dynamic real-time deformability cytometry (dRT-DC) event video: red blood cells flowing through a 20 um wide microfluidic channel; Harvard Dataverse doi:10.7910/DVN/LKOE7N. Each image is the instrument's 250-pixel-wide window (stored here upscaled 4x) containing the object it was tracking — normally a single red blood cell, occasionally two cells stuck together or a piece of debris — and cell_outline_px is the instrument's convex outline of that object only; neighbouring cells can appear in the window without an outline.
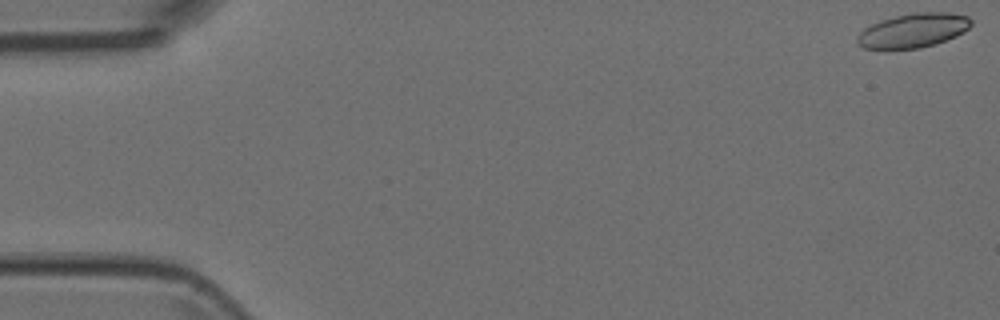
{"species": "Egyptian fruit bat (a non-hibernating species)", "species_latin": "Rousettus aegyptiacus", "temperature_condition": "room temperature", "stored_images_in_passage": 7, "camera_frame_rate_fps": 3000, "um_per_image_px": 0.085, "animal": {"sex": "female"}, "frame": {"image": 1, "passage_image": 1, "time_ms": 0.0, "image_size_px": [1000, 320], "cell_outline_px": [[972, 24], [964, 32], [956, 36], [920, 48], [864, 48], [856, 44], [856, 36], [864, 28], [880, 20], [896, 16], [916, 12], [948, 12], [968, 16], [972, 20]], "centroid_in_image_um": [77.62, 2.57], "position_along_channel_um": 7.4, "area_um2": 22.54}}
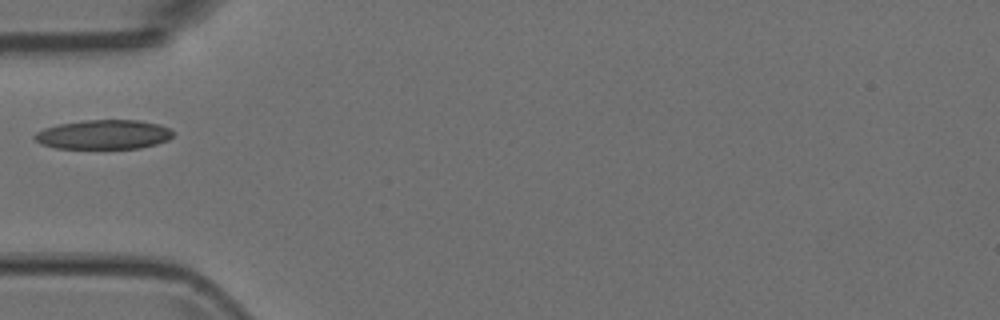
{"frame": {"image": 2, "passage_image": 5, "time_ms": 1.333, "image_size_px": [1000, 320], "cell_outline_px": [[172, 136], [168, 140], [156, 144], [140, 148], [56, 148], [40, 144], [32, 136], [36, 132], [44, 128], [60, 124], [84, 120], [140, 120], [160, 124], [168, 128], [172, 132]], "centroid_in_image_um": [8.8, 11.43], "position_along_channel_um": 76.2, "area_um2": 23.64}}
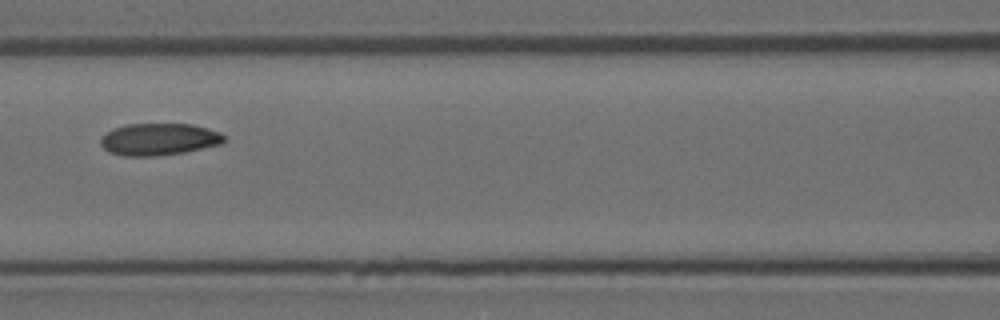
{"frame": {"image": 3, "passage_image": 7, "time_ms": 2.0, "image_size_px": [1000, 320], "cell_outline_px": [[224, 140], [220, 144], [184, 152], [156, 156], [120, 156], [108, 152], [100, 144], [100, 136], [112, 128], [124, 124], [192, 124], [220, 132], [224, 136]], "centroid_in_image_um": [13.43, 11.84], "position_along_channel_um": 153.2, "area_um2": 23.18}}